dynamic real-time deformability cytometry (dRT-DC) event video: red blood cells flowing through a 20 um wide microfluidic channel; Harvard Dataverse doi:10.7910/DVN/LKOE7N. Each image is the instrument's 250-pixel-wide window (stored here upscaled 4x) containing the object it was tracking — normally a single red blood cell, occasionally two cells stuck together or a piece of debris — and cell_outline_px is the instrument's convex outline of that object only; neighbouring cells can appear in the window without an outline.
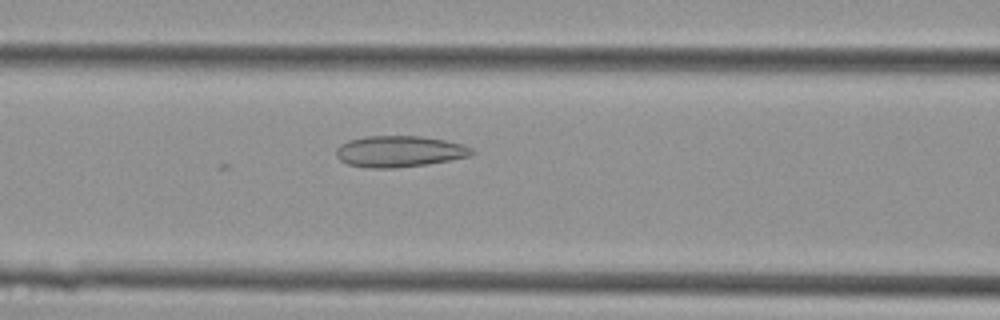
{"species": "Egyptian fruit bat (a non-hibernating species)", "species_latin": "Rousettus aegyptiacus", "temperature_condition": "cold", "stored_images_in_passage": 33, "camera_frame_rate_fps": 3000, "um_per_image_px": 0.085, "animal": {"sex": "female"}, "frame": {"image": 1, "passage_image": 8, "time_ms": 2.333, "image_size_px": [1000, 320], "cell_outline_px": [[476, 152], [472, 156], [428, 164], [396, 168], [368, 168], [348, 164], [340, 160], [336, 156], [336, 148], [340, 144], [348, 140], [368, 136], [420, 136], [444, 140], [460, 144], [472, 148]], "centroid_in_image_um": [33.95, 12.88], "position_along_channel_um": 132.7, "area_um2": 24.8}}
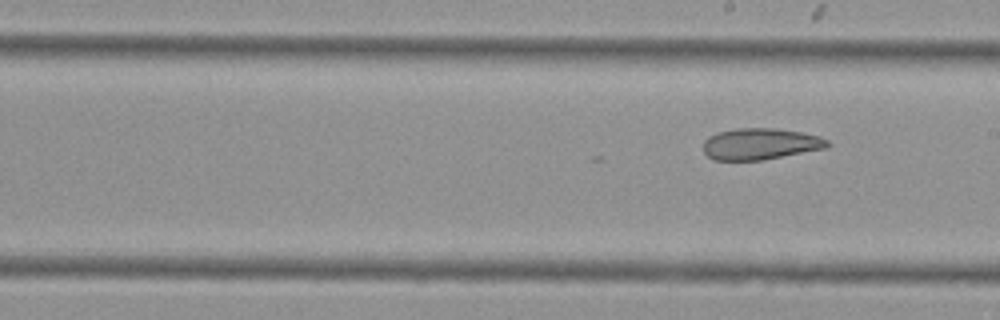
{"frame": {"image": 2, "passage_image": 14, "time_ms": 4.333, "image_size_px": [1000, 320], "cell_outline_px": [[832, 144], [828, 148], [764, 160], [712, 160], [704, 152], [704, 140], [708, 136], [716, 132], [736, 128], [776, 128], [800, 132], [820, 136], [828, 140]], "centroid_in_image_um": [64.65, 12.23], "position_along_channel_um": 224.4, "area_um2": 23.06}}
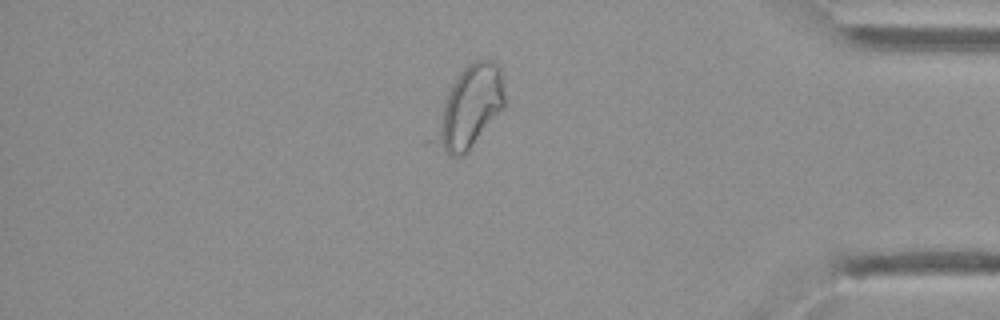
{"frame": {"image": 3, "passage_image": 27, "time_ms": 8.667, "image_size_px": [1000, 320], "cell_outline_px": [[504, 108], [464, 156], [452, 156], [424, 144], [424, 140], [452, 84], [460, 72], [472, 60], [480, 56], [496, 60], [500, 68], [504, 84]], "centroid_in_image_um": [39.79, 9.18], "position_along_channel_um": 395.4, "area_um2": 35.03}}